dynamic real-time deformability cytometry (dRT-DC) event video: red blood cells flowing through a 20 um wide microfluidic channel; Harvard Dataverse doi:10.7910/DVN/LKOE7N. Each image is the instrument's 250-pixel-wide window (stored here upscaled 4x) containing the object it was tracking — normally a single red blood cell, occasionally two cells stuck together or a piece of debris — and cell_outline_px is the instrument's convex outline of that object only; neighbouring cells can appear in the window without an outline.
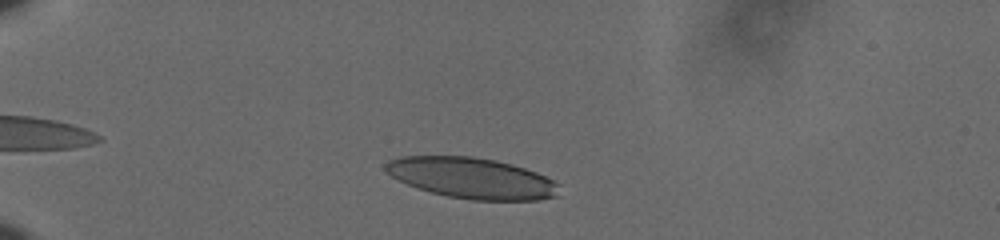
{"species": "human", "species_latin": "Homo sapiens", "temperature_condition": "cold", "stored_images_in_passage": 43, "camera_frame_rate_fps": 3000, "um_per_image_px": 0.085, "donor": {"sex": "male"}, "frame": {"image": 1, "passage_image": 6, "time_ms": 1.667, "image_size_px": [1000, 240], "cell_outline_px": [[560, 184], [556, 196], [536, 200], [472, 200], [448, 196], [432, 192], [408, 184], [392, 176], [384, 168], [384, 164], [388, 160], [400, 156], [472, 156], [496, 160], [512, 164], [536, 172]], "centroid_in_image_um": [40.1, 15.12], "position_along_channel_um": 44.9, "area_um2": 41.04}}
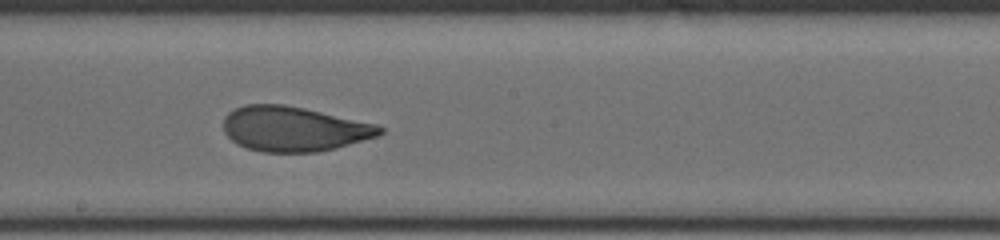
{"frame": {"image": 2, "passage_image": 25, "time_ms": 8.0, "image_size_px": [1000, 240], "cell_outline_px": [[384, 132], [380, 136], [336, 148], [316, 152], [264, 152], [248, 148], [236, 144], [224, 132], [224, 116], [228, 112], [244, 104], [284, 104], [304, 108], [376, 124], [384, 128]], "centroid_in_image_um": [24.98, 10.95], "position_along_channel_um": 223.2, "area_um2": 40.98}}
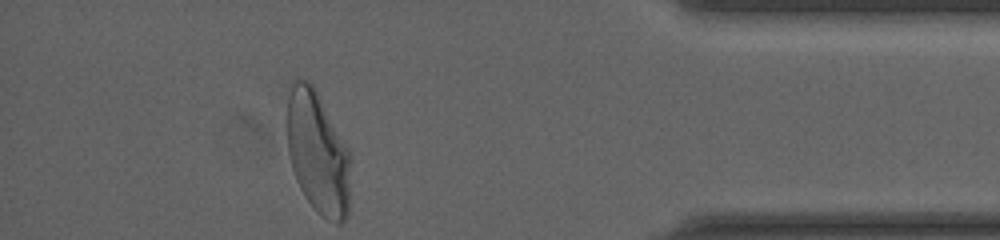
{"frame": {"image": 3, "passage_image": 43, "time_ms": 14.0, "image_size_px": [1000, 240], "cell_outline_px": [[348, 216], [340, 224], [336, 224], [328, 220], [316, 212], [312, 208], [304, 196], [296, 180], [292, 168], [288, 152], [288, 96], [292, 80], [308, 80], [316, 88], [348, 148]], "centroid_in_image_um": [26.99, 12.99], "position_along_channel_um": 408.2, "area_um2": 45.08}, "authors_computed_cell_mechanics": {"area_um2": 41.4426, "velocity_mm_per_s": 3.6039, "shape_relaxation_time_tau1_ms": 5.2075, "shape_relaxation_time_tau2_ms": 0.9838, "deformation_change_tau1": 0.1943, "deformation_change_tau2": 0.0757}}